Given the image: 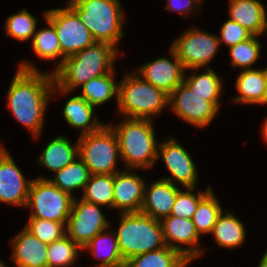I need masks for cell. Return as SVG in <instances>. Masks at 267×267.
<instances>
[{
	"label": "cell",
	"mask_w": 267,
	"mask_h": 267,
	"mask_svg": "<svg viewBox=\"0 0 267 267\" xmlns=\"http://www.w3.org/2000/svg\"><path fill=\"white\" fill-rule=\"evenodd\" d=\"M31 181L25 178L4 145H0V202L26 208Z\"/></svg>",
	"instance_id": "obj_15"
},
{
	"label": "cell",
	"mask_w": 267,
	"mask_h": 267,
	"mask_svg": "<svg viewBox=\"0 0 267 267\" xmlns=\"http://www.w3.org/2000/svg\"><path fill=\"white\" fill-rule=\"evenodd\" d=\"M115 71L92 78L81 86V98H84L93 107L107 103L116 98L118 102V84L115 82Z\"/></svg>",
	"instance_id": "obj_26"
},
{
	"label": "cell",
	"mask_w": 267,
	"mask_h": 267,
	"mask_svg": "<svg viewBox=\"0 0 267 267\" xmlns=\"http://www.w3.org/2000/svg\"><path fill=\"white\" fill-rule=\"evenodd\" d=\"M66 224L40 218H29L25 228L42 242L50 244L66 235Z\"/></svg>",
	"instance_id": "obj_37"
},
{
	"label": "cell",
	"mask_w": 267,
	"mask_h": 267,
	"mask_svg": "<svg viewBox=\"0 0 267 267\" xmlns=\"http://www.w3.org/2000/svg\"><path fill=\"white\" fill-rule=\"evenodd\" d=\"M118 48L106 42L93 45L65 58L63 64L53 73L55 93L67 95L81 87L92 78L108 74L115 70L114 61L119 56Z\"/></svg>",
	"instance_id": "obj_2"
},
{
	"label": "cell",
	"mask_w": 267,
	"mask_h": 267,
	"mask_svg": "<svg viewBox=\"0 0 267 267\" xmlns=\"http://www.w3.org/2000/svg\"><path fill=\"white\" fill-rule=\"evenodd\" d=\"M160 223L164 242L168 247L179 252L190 263L203 255L204 252L200 249L199 244L200 235L196 231L192 219L170 215L162 218Z\"/></svg>",
	"instance_id": "obj_14"
},
{
	"label": "cell",
	"mask_w": 267,
	"mask_h": 267,
	"mask_svg": "<svg viewBox=\"0 0 267 267\" xmlns=\"http://www.w3.org/2000/svg\"><path fill=\"white\" fill-rule=\"evenodd\" d=\"M239 93L232 101L237 104L266 105V77L264 69L252 68L242 70L236 81Z\"/></svg>",
	"instance_id": "obj_21"
},
{
	"label": "cell",
	"mask_w": 267,
	"mask_h": 267,
	"mask_svg": "<svg viewBox=\"0 0 267 267\" xmlns=\"http://www.w3.org/2000/svg\"><path fill=\"white\" fill-rule=\"evenodd\" d=\"M224 212L219 215L210 234L220 247L229 249L240 247L246 241L244 224L233 213Z\"/></svg>",
	"instance_id": "obj_25"
},
{
	"label": "cell",
	"mask_w": 267,
	"mask_h": 267,
	"mask_svg": "<svg viewBox=\"0 0 267 267\" xmlns=\"http://www.w3.org/2000/svg\"><path fill=\"white\" fill-rule=\"evenodd\" d=\"M190 262L176 250L167 245L129 258L125 267H187Z\"/></svg>",
	"instance_id": "obj_28"
},
{
	"label": "cell",
	"mask_w": 267,
	"mask_h": 267,
	"mask_svg": "<svg viewBox=\"0 0 267 267\" xmlns=\"http://www.w3.org/2000/svg\"><path fill=\"white\" fill-rule=\"evenodd\" d=\"M79 157L91 174H115L119 172L117 158L121 157L116 133L110 124H104L99 130L80 135L77 139Z\"/></svg>",
	"instance_id": "obj_7"
},
{
	"label": "cell",
	"mask_w": 267,
	"mask_h": 267,
	"mask_svg": "<svg viewBox=\"0 0 267 267\" xmlns=\"http://www.w3.org/2000/svg\"><path fill=\"white\" fill-rule=\"evenodd\" d=\"M108 231L107 229L101 231L82 250H88L93 254V257L101 259V263L94 267H125L116 233L114 230ZM100 255L104 256L101 257Z\"/></svg>",
	"instance_id": "obj_24"
},
{
	"label": "cell",
	"mask_w": 267,
	"mask_h": 267,
	"mask_svg": "<svg viewBox=\"0 0 267 267\" xmlns=\"http://www.w3.org/2000/svg\"><path fill=\"white\" fill-rule=\"evenodd\" d=\"M179 190L178 185L161 178L149 187L145 185L141 212L156 220L170 216Z\"/></svg>",
	"instance_id": "obj_19"
},
{
	"label": "cell",
	"mask_w": 267,
	"mask_h": 267,
	"mask_svg": "<svg viewBox=\"0 0 267 267\" xmlns=\"http://www.w3.org/2000/svg\"><path fill=\"white\" fill-rule=\"evenodd\" d=\"M253 34L239 23L228 18L220 28L219 43H224L227 47H232L237 43L243 42L251 38Z\"/></svg>",
	"instance_id": "obj_38"
},
{
	"label": "cell",
	"mask_w": 267,
	"mask_h": 267,
	"mask_svg": "<svg viewBox=\"0 0 267 267\" xmlns=\"http://www.w3.org/2000/svg\"><path fill=\"white\" fill-rule=\"evenodd\" d=\"M114 174H91L81 199L99 206L113 209Z\"/></svg>",
	"instance_id": "obj_31"
},
{
	"label": "cell",
	"mask_w": 267,
	"mask_h": 267,
	"mask_svg": "<svg viewBox=\"0 0 267 267\" xmlns=\"http://www.w3.org/2000/svg\"><path fill=\"white\" fill-rule=\"evenodd\" d=\"M126 169L114 174L113 209L121 213L141 212L146 181L137 173Z\"/></svg>",
	"instance_id": "obj_17"
},
{
	"label": "cell",
	"mask_w": 267,
	"mask_h": 267,
	"mask_svg": "<svg viewBox=\"0 0 267 267\" xmlns=\"http://www.w3.org/2000/svg\"><path fill=\"white\" fill-rule=\"evenodd\" d=\"M209 186L204 191L194 193L195 187H186V191L181 189L177 193L175 203L172 206L171 216L192 219L200 200L211 190Z\"/></svg>",
	"instance_id": "obj_36"
},
{
	"label": "cell",
	"mask_w": 267,
	"mask_h": 267,
	"mask_svg": "<svg viewBox=\"0 0 267 267\" xmlns=\"http://www.w3.org/2000/svg\"><path fill=\"white\" fill-rule=\"evenodd\" d=\"M229 18L239 23L253 35L267 31V12L260 0H230Z\"/></svg>",
	"instance_id": "obj_20"
},
{
	"label": "cell",
	"mask_w": 267,
	"mask_h": 267,
	"mask_svg": "<svg viewBox=\"0 0 267 267\" xmlns=\"http://www.w3.org/2000/svg\"><path fill=\"white\" fill-rule=\"evenodd\" d=\"M263 69H264V74H265V77H266V104H267V67L263 68Z\"/></svg>",
	"instance_id": "obj_42"
},
{
	"label": "cell",
	"mask_w": 267,
	"mask_h": 267,
	"mask_svg": "<svg viewBox=\"0 0 267 267\" xmlns=\"http://www.w3.org/2000/svg\"><path fill=\"white\" fill-rule=\"evenodd\" d=\"M258 37L260 36L253 35L229 48L232 67L243 70L252 69V65L256 64L261 54L262 46Z\"/></svg>",
	"instance_id": "obj_34"
},
{
	"label": "cell",
	"mask_w": 267,
	"mask_h": 267,
	"mask_svg": "<svg viewBox=\"0 0 267 267\" xmlns=\"http://www.w3.org/2000/svg\"><path fill=\"white\" fill-rule=\"evenodd\" d=\"M172 60L160 57L140 66L135 72L145 81L170 95L184 81L187 72L176 53L170 48Z\"/></svg>",
	"instance_id": "obj_16"
},
{
	"label": "cell",
	"mask_w": 267,
	"mask_h": 267,
	"mask_svg": "<svg viewBox=\"0 0 267 267\" xmlns=\"http://www.w3.org/2000/svg\"><path fill=\"white\" fill-rule=\"evenodd\" d=\"M110 125L116 133L122 161L126 169L152 168L158 160V144L153 120L128 118Z\"/></svg>",
	"instance_id": "obj_3"
},
{
	"label": "cell",
	"mask_w": 267,
	"mask_h": 267,
	"mask_svg": "<svg viewBox=\"0 0 267 267\" xmlns=\"http://www.w3.org/2000/svg\"><path fill=\"white\" fill-rule=\"evenodd\" d=\"M221 204L211 189L197 205L192 222L198 234H210L222 212Z\"/></svg>",
	"instance_id": "obj_32"
},
{
	"label": "cell",
	"mask_w": 267,
	"mask_h": 267,
	"mask_svg": "<svg viewBox=\"0 0 267 267\" xmlns=\"http://www.w3.org/2000/svg\"><path fill=\"white\" fill-rule=\"evenodd\" d=\"M116 237L124 261L166 246L160 220L142 212L119 213Z\"/></svg>",
	"instance_id": "obj_6"
},
{
	"label": "cell",
	"mask_w": 267,
	"mask_h": 267,
	"mask_svg": "<svg viewBox=\"0 0 267 267\" xmlns=\"http://www.w3.org/2000/svg\"><path fill=\"white\" fill-rule=\"evenodd\" d=\"M118 113L121 117L149 119L169 107V95L145 81L139 74L125 73L118 82Z\"/></svg>",
	"instance_id": "obj_4"
},
{
	"label": "cell",
	"mask_w": 267,
	"mask_h": 267,
	"mask_svg": "<svg viewBox=\"0 0 267 267\" xmlns=\"http://www.w3.org/2000/svg\"><path fill=\"white\" fill-rule=\"evenodd\" d=\"M265 121L262 123V129H261V134L265 142H267V117L264 119Z\"/></svg>",
	"instance_id": "obj_40"
},
{
	"label": "cell",
	"mask_w": 267,
	"mask_h": 267,
	"mask_svg": "<svg viewBox=\"0 0 267 267\" xmlns=\"http://www.w3.org/2000/svg\"><path fill=\"white\" fill-rule=\"evenodd\" d=\"M7 91V104L12 116L38 138L45 122L52 87V72H40L28 61H22Z\"/></svg>",
	"instance_id": "obj_1"
},
{
	"label": "cell",
	"mask_w": 267,
	"mask_h": 267,
	"mask_svg": "<svg viewBox=\"0 0 267 267\" xmlns=\"http://www.w3.org/2000/svg\"><path fill=\"white\" fill-rule=\"evenodd\" d=\"M91 176L85 163L80 157L68 164L66 167L55 172L54 178L49 179L55 186L59 187L73 196V190L83 189Z\"/></svg>",
	"instance_id": "obj_30"
},
{
	"label": "cell",
	"mask_w": 267,
	"mask_h": 267,
	"mask_svg": "<svg viewBox=\"0 0 267 267\" xmlns=\"http://www.w3.org/2000/svg\"><path fill=\"white\" fill-rule=\"evenodd\" d=\"M45 14L46 11H44L43 15L49 28H43L36 31L31 40V44L33 51L39 59L50 61L62 57L58 62L59 64L56 65L55 70L52 72L54 73L63 64L65 57L61 52L55 27L47 18H45Z\"/></svg>",
	"instance_id": "obj_27"
},
{
	"label": "cell",
	"mask_w": 267,
	"mask_h": 267,
	"mask_svg": "<svg viewBox=\"0 0 267 267\" xmlns=\"http://www.w3.org/2000/svg\"><path fill=\"white\" fill-rule=\"evenodd\" d=\"M203 0H167V5L165 6L166 11H176L181 12L183 17H186L191 13V11H198ZM196 8V9H195Z\"/></svg>",
	"instance_id": "obj_39"
},
{
	"label": "cell",
	"mask_w": 267,
	"mask_h": 267,
	"mask_svg": "<svg viewBox=\"0 0 267 267\" xmlns=\"http://www.w3.org/2000/svg\"><path fill=\"white\" fill-rule=\"evenodd\" d=\"M45 18L54 25L62 55L65 58L96 42L80 17L68 4L64 8L46 10Z\"/></svg>",
	"instance_id": "obj_10"
},
{
	"label": "cell",
	"mask_w": 267,
	"mask_h": 267,
	"mask_svg": "<svg viewBox=\"0 0 267 267\" xmlns=\"http://www.w3.org/2000/svg\"><path fill=\"white\" fill-rule=\"evenodd\" d=\"M0 267H8V266L6 265V263H4V262L0 259Z\"/></svg>",
	"instance_id": "obj_43"
},
{
	"label": "cell",
	"mask_w": 267,
	"mask_h": 267,
	"mask_svg": "<svg viewBox=\"0 0 267 267\" xmlns=\"http://www.w3.org/2000/svg\"><path fill=\"white\" fill-rule=\"evenodd\" d=\"M72 144L66 136H57L50 141L38 159V164L54 173L79 157V145Z\"/></svg>",
	"instance_id": "obj_22"
},
{
	"label": "cell",
	"mask_w": 267,
	"mask_h": 267,
	"mask_svg": "<svg viewBox=\"0 0 267 267\" xmlns=\"http://www.w3.org/2000/svg\"><path fill=\"white\" fill-rule=\"evenodd\" d=\"M5 22L6 35L18 41L32 40L38 25L36 18L25 8L10 15Z\"/></svg>",
	"instance_id": "obj_35"
},
{
	"label": "cell",
	"mask_w": 267,
	"mask_h": 267,
	"mask_svg": "<svg viewBox=\"0 0 267 267\" xmlns=\"http://www.w3.org/2000/svg\"><path fill=\"white\" fill-rule=\"evenodd\" d=\"M157 157L158 159L162 157L165 167L170 172L169 177H162L161 179L170 181L174 185L178 183L185 188L196 187L198 184L197 167L192 157L178 143L177 139L170 136L164 142L159 143Z\"/></svg>",
	"instance_id": "obj_13"
},
{
	"label": "cell",
	"mask_w": 267,
	"mask_h": 267,
	"mask_svg": "<svg viewBox=\"0 0 267 267\" xmlns=\"http://www.w3.org/2000/svg\"><path fill=\"white\" fill-rule=\"evenodd\" d=\"M67 4L77 13L96 42L117 47L124 36L125 15L120 0H69Z\"/></svg>",
	"instance_id": "obj_5"
},
{
	"label": "cell",
	"mask_w": 267,
	"mask_h": 267,
	"mask_svg": "<svg viewBox=\"0 0 267 267\" xmlns=\"http://www.w3.org/2000/svg\"><path fill=\"white\" fill-rule=\"evenodd\" d=\"M99 205L74 198L66 224V234L82 249L101 231L110 226Z\"/></svg>",
	"instance_id": "obj_11"
},
{
	"label": "cell",
	"mask_w": 267,
	"mask_h": 267,
	"mask_svg": "<svg viewBox=\"0 0 267 267\" xmlns=\"http://www.w3.org/2000/svg\"><path fill=\"white\" fill-rule=\"evenodd\" d=\"M258 267H267V250L266 252H264L259 264H258Z\"/></svg>",
	"instance_id": "obj_41"
},
{
	"label": "cell",
	"mask_w": 267,
	"mask_h": 267,
	"mask_svg": "<svg viewBox=\"0 0 267 267\" xmlns=\"http://www.w3.org/2000/svg\"><path fill=\"white\" fill-rule=\"evenodd\" d=\"M184 75V83L193 91V93L200 96V98L209 102H220L222 97V89L224 82L217 72L211 68H207L205 73L196 74L195 72L190 76ZM222 80V81H221Z\"/></svg>",
	"instance_id": "obj_29"
},
{
	"label": "cell",
	"mask_w": 267,
	"mask_h": 267,
	"mask_svg": "<svg viewBox=\"0 0 267 267\" xmlns=\"http://www.w3.org/2000/svg\"><path fill=\"white\" fill-rule=\"evenodd\" d=\"M221 102L206 101L183 82L169 95V108L190 125L209 126L219 111Z\"/></svg>",
	"instance_id": "obj_12"
},
{
	"label": "cell",
	"mask_w": 267,
	"mask_h": 267,
	"mask_svg": "<svg viewBox=\"0 0 267 267\" xmlns=\"http://www.w3.org/2000/svg\"><path fill=\"white\" fill-rule=\"evenodd\" d=\"M12 259L17 267H48V244L25 227L13 239Z\"/></svg>",
	"instance_id": "obj_18"
},
{
	"label": "cell",
	"mask_w": 267,
	"mask_h": 267,
	"mask_svg": "<svg viewBox=\"0 0 267 267\" xmlns=\"http://www.w3.org/2000/svg\"><path fill=\"white\" fill-rule=\"evenodd\" d=\"M94 108L84 98L76 95L65 103L62 116L68 125L80 129L81 135H85L99 130L104 125L96 117L93 118Z\"/></svg>",
	"instance_id": "obj_23"
},
{
	"label": "cell",
	"mask_w": 267,
	"mask_h": 267,
	"mask_svg": "<svg viewBox=\"0 0 267 267\" xmlns=\"http://www.w3.org/2000/svg\"><path fill=\"white\" fill-rule=\"evenodd\" d=\"M79 250L82 248L76 244L67 234L62 238L48 244V267H70L78 259Z\"/></svg>",
	"instance_id": "obj_33"
},
{
	"label": "cell",
	"mask_w": 267,
	"mask_h": 267,
	"mask_svg": "<svg viewBox=\"0 0 267 267\" xmlns=\"http://www.w3.org/2000/svg\"><path fill=\"white\" fill-rule=\"evenodd\" d=\"M74 198L45 176L32 179L26 205L31 211L29 218L67 223Z\"/></svg>",
	"instance_id": "obj_8"
},
{
	"label": "cell",
	"mask_w": 267,
	"mask_h": 267,
	"mask_svg": "<svg viewBox=\"0 0 267 267\" xmlns=\"http://www.w3.org/2000/svg\"><path fill=\"white\" fill-rule=\"evenodd\" d=\"M218 36L193 26L175 39L170 48L186 70L193 69L198 73L204 66L210 68L208 64L220 46Z\"/></svg>",
	"instance_id": "obj_9"
}]
</instances>
